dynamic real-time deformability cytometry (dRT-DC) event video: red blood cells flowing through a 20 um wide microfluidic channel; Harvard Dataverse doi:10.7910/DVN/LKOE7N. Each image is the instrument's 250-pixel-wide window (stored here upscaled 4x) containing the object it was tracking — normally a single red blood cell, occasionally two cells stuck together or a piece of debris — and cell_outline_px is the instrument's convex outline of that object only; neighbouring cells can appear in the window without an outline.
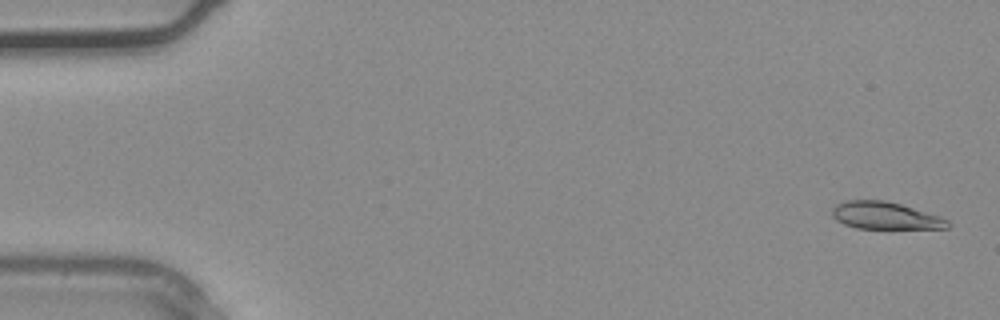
{"species": "common noctule bat (a hibernating species)", "species_latin": "Nyctalus noctula", "temperature_condition": "warm", "stored_images_in_passage": 36, "camera_frame_rate_fps": 3000, "um_per_image_px": 0.085, "animal": {"sex": "male", "body_mass_g": 20.4}, "frame": {"image": 1, "passage_image": 1, "time_ms": 0.0, "image_size_px": [1000, 320], "cell_outline_px": [[952, 224], [948, 228], [856, 228], [844, 224], [836, 220], [832, 216], [832, 208], [836, 204], [848, 200], [884, 200], [900, 204], [940, 216], [948, 220]], "centroid_in_image_um": [75.23, 18.33], "position_along_channel_um": 9.8, "area_um2": 18.26}}
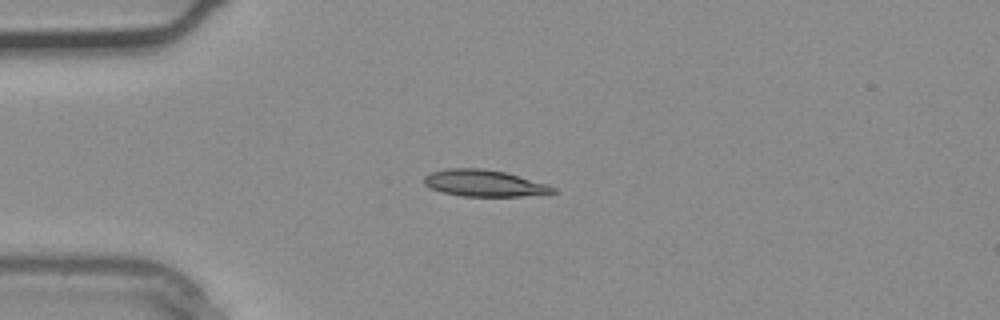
{"frame": {"image": 2, "passage_image": 9, "time_ms": 2.667, "image_size_px": [1000, 320], "cell_outline_px": [[556, 192], [520, 196], [460, 196], [440, 192], [424, 184], [424, 176], [432, 172], [448, 168], [484, 168], [504, 172], [548, 184], [556, 188]], "centroid_in_image_um": [41.13, 15.57], "position_along_channel_um": 43.9, "area_um2": 19.88}}